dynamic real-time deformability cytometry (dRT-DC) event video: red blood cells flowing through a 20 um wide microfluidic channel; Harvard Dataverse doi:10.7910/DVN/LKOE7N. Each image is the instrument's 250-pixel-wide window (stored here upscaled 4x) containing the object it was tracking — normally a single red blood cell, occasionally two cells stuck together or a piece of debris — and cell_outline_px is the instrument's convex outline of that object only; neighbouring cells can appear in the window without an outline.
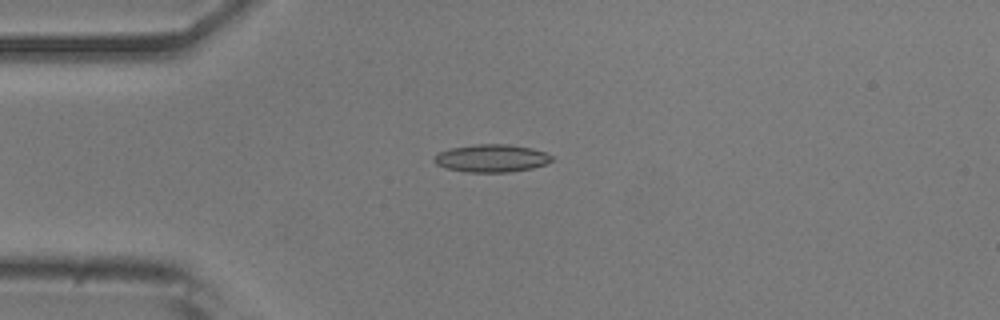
{"species": "common noctule bat (a hibernating species)", "species_latin": "Nyctalus noctula", "temperature_condition": "room temperature", "stored_images_in_passage": 50, "camera_frame_rate_fps": 3000, "um_per_image_px": 0.085, "animal": {"sex": "male", "body_mass_g": 20.5, "forearm_length_mm": 52.5}, "frame": {"image": 1, "passage_image": 11, "time_ms": 3.333, "image_size_px": [1000, 320], "cell_outline_px": [[552, 160], [544, 164], [532, 168], [508, 172], [468, 172], [448, 168], [436, 164], [432, 160], [440, 152], [452, 148], [476, 144], [508, 144], [532, 148], [544, 152], [552, 156]], "centroid_in_image_um": [41.79, 13.45], "position_along_channel_um": 43.2, "area_um2": 18.73}}
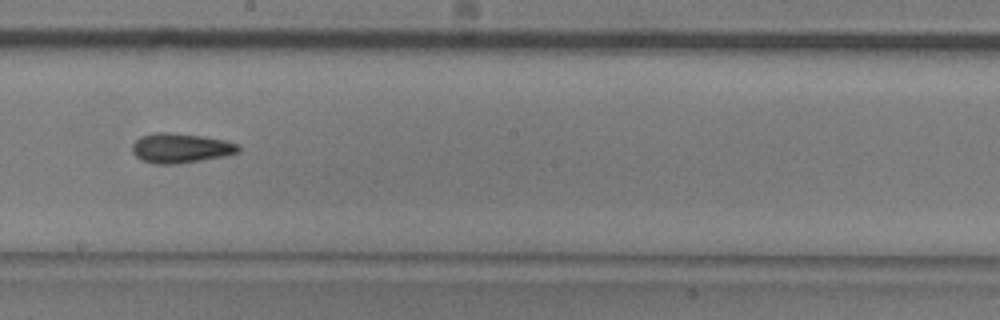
{"frame": {"image": 2, "passage_image": 27, "time_ms": 8.667, "image_size_px": [1000, 320], "cell_outline_px": [[240, 152], [224, 156], [176, 164], [156, 164], [140, 160], [132, 152], [132, 144], [140, 136], [152, 132], [168, 132], [204, 136], [224, 140], [240, 144]], "centroid_in_image_um": [15.34, 12.58], "position_along_channel_um": 232.9, "area_um2": 18.55}}
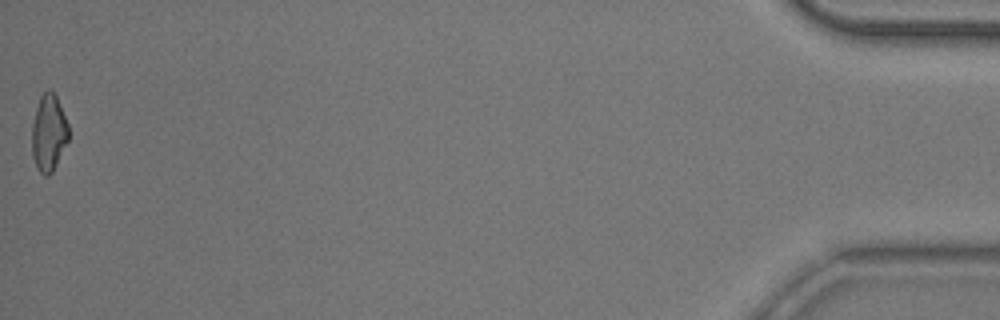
{"frame": {"image": 3, "passage_image": 50, "time_ms": 16.333, "image_size_px": [1000, 320], "cell_outline_px": [[68, 140], [52, 172], [48, 176], [44, 176], [40, 172], [32, 156], [32, 124], [36, 108], [40, 96], [48, 88], [56, 96], [68, 124]], "centroid_in_image_um": [4.13, 11.29], "position_along_channel_um": 431.1, "area_um2": 16.18}, "authors_computed_cell_mechanics": {"area_um2": 17.7157, "velocity_mm_per_s": 3.8887, "shape_relaxation_time_tau1_ms": 8.4058, "shape_relaxation_time_tau2_ms": 4.3375, "deformation_change_tau1": 0.1985, "deformation_change_tau2": 0.1305}}